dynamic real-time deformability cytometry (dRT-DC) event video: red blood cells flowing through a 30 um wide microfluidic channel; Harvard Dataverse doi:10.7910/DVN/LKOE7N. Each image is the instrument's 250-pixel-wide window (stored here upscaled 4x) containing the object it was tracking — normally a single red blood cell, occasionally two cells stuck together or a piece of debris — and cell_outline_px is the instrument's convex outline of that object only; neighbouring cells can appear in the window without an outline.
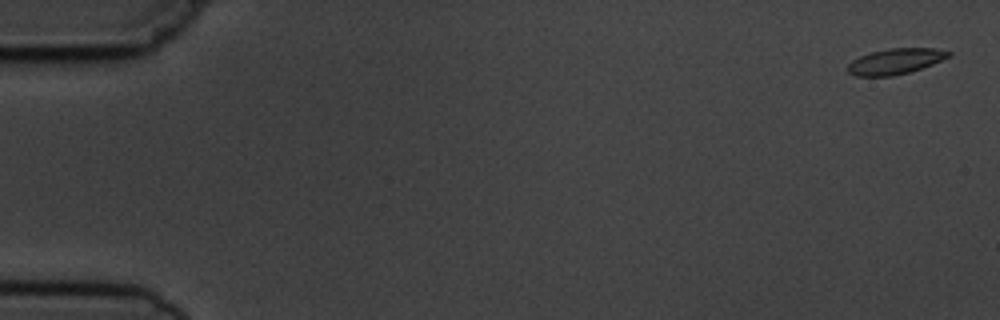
{"species": "common noctule bat (a hibernating species)", "species_latin": "Nyctalus noctula", "temperature_condition": "cold", "stored_images_in_passage": 5, "camera_frame_rate_fps": 3000, "um_per_image_px": 0.085, "animal": {"sex": "male", "body_mass_g": 19.5, "forearm_length_mm": 54.6}, "frame": {"image": 1, "passage_image": 1, "time_ms": 0.0, "image_size_px": [1000, 320], "cell_outline_px": [[952, 56], [932, 64], [908, 72], [892, 76], [856, 76], [848, 72], [844, 68], [852, 60], [860, 56], [872, 52], [888, 48], [936, 48], [952, 52]], "centroid_in_image_um": [76.09, 5.21], "position_along_channel_um": 8.9, "area_um2": 15.14}}
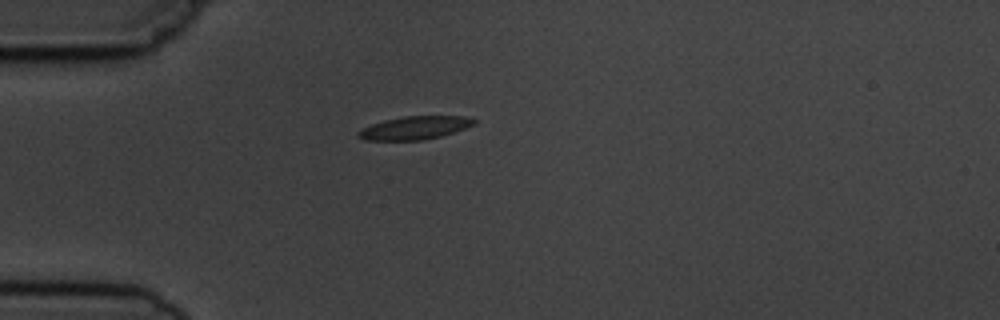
{"frame": {"image": 2, "passage_image": 5, "time_ms": 4.667, "image_size_px": [1000, 320], "cell_outline_px": [[476, 124], [440, 136], [424, 140], [364, 140], [356, 136], [356, 132], [372, 124], [384, 120], [404, 116], [468, 116], [476, 120]], "centroid_in_image_um": [35.24, 10.86], "position_along_channel_um": 49.8, "area_um2": 15.55}}